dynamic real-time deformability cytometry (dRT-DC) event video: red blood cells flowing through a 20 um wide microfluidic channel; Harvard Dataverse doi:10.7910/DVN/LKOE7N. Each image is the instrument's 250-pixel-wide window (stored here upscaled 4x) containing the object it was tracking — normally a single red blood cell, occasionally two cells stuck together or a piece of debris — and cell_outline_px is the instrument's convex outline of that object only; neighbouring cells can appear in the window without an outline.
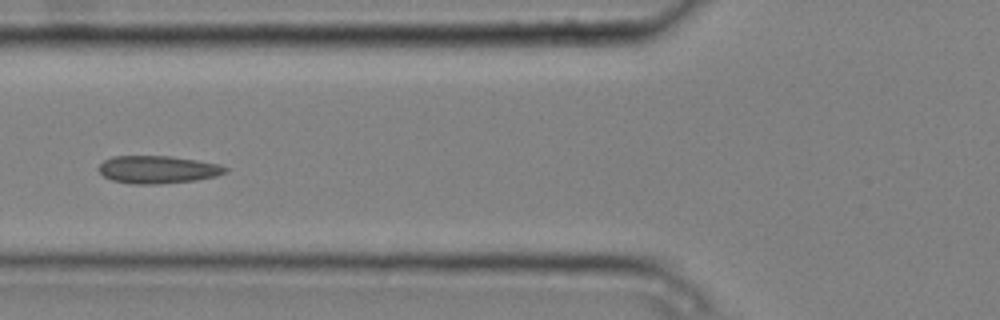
{"species": "common noctule bat (a hibernating species)", "species_latin": "Nyctalus noctula", "temperature_condition": "cold", "stored_images_in_passage": 6, "camera_frame_rate_fps": 3000, "um_per_image_px": 0.085, "animal": {"sex": "male", "body_mass_g": 20.4}, "frame": {"image": 1, "passage_image": 6, "time_ms": 1.667, "image_size_px": [1000, 320], "cell_outline_px": [[228, 172], [216, 176], [196, 180], [156, 184], [132, 184], [112, 180], [104, 176], [100, 172], [100, 164], [104, 160], [112, 156], [172, 156], [220, 164], [228, 168]], "centroid_in_image_um": [13.44, 14.41], "position_along_channel_um": 112.4, "area_um2": 20.4}}